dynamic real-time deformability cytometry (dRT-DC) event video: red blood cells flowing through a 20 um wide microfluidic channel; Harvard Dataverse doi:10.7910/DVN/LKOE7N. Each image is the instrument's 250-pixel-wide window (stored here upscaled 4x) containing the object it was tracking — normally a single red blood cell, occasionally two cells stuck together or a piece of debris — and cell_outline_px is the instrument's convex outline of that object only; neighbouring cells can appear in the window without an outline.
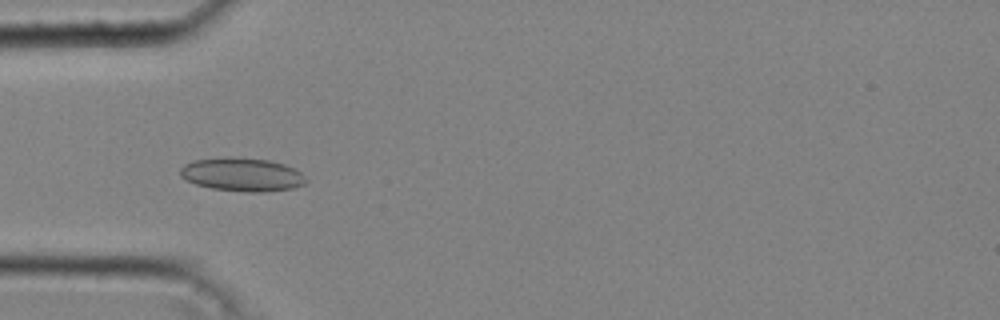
{"species": "common noctule bat (a hibernating species)", "species_latin": "Nyctalus noctula", "temperature_condition": "cold", "stored_images_in_passage": 43, "camera_frame_rate_fps": 3000, "um_per_image_px": 0.085, "animal": {"sex": "male", "body_mass_g": 20.4}, "frame": {"image": 1, "passage_image": 13, "time_ms": 4.0, "image_size_px": [1000, 320], "cell_outline_px": [[308, 180], [304, 184], [292, 188], [264, 192], [244, 192], [212, 188], [196, 184], [180, 176], [180, 168], [184, 164], [192, 160], [224, 156], [240, 156], [268, 160], [284, 164], [296, 168]], "centroid_in_image_um": [20.57, 14.81], "position_along_channel_um": 64.4, "area_um2": 24.91}}
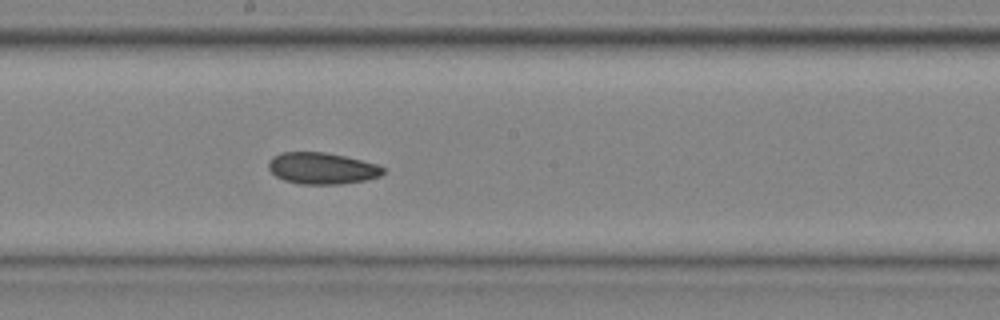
{"frame": {"image": 2, "passage_image": 24, "time_ms": 7.667, "image_size_px": [1000, 320], "cell_outline_px": [[384, 172], [380, 176], [364, 180], [340, 184], [300, 184], [284, 180], [276, 176], [268, 168], [268, 164], [272, 156], [284, 152], [324, 152], [344, 156], [376, 164], [384, 168]], "centroid_in_image_um": [27.34, 14.31], "position_along_channel_um": 220.9, "area_um2": 20.87}}
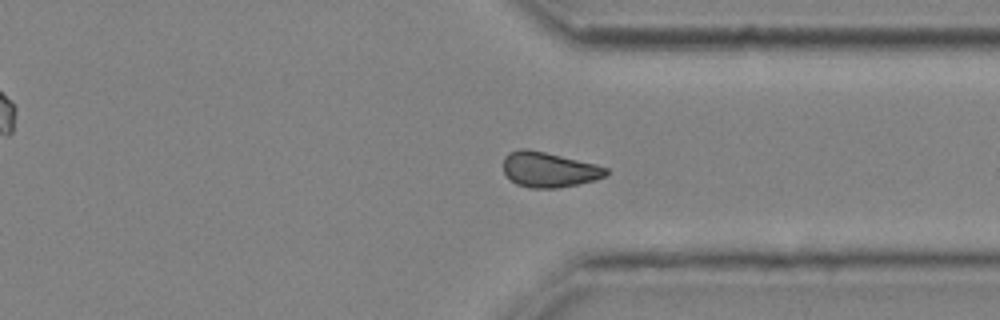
{"frame": {"image": 3, "passage_image": 34, "time_ms": 11.0, "image_size_px": [1000, 320], "cell_outline_px": [[608, 172], [604, 176], [596, 180], [556, 188], [532, 188], [516, 184], [504, 172], [504, 156], [508, 152], [520, 148], [528, 148], [596, 164], [608, 168]], "centroid_in_image_um": [46.65, 14.4], "position_along_channel_um": 364.8, "area_um2": 20.98}}